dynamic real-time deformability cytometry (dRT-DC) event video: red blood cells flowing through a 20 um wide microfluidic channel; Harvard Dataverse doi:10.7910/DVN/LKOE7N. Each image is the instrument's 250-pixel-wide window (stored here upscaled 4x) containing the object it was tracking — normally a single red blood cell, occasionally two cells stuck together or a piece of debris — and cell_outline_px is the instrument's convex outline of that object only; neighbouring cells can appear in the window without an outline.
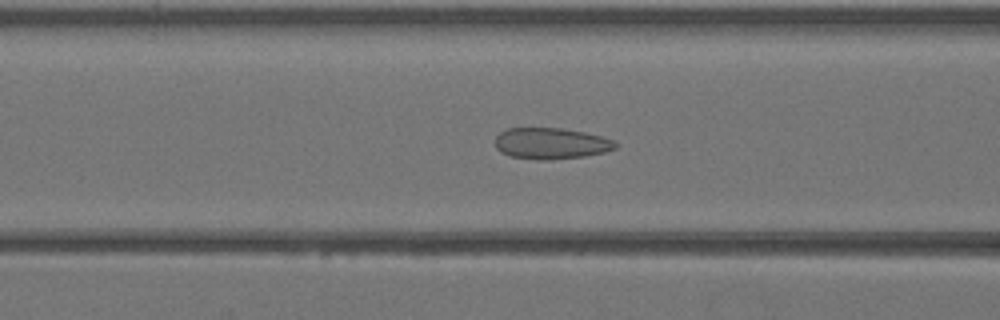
{"species": "Egyptian fruit bat (a non-hibernating species)", "species_latin": "Rousettus aegyptiacus", "temperature_condition": "warm", "stored_images_in_passage": 40, "camera_frame_rate_fps": 3000, "um_per_image_px": 0.085, "animal": {"sex": "female"}, "frame": {"image": 1, "passage_image": 15, "time_ms": 4.667, "image_size_px": [1000, 320], "cell_outline_px": [[616, 148], [604, 152], [584, 156], [548, 160], [540, 160], [508, 156], [500, 152], [496, 148], [496, 136], [500, 132], [508, 128], [564, 128], [584, 132], [600, 136], [612, 140], [616, 144]], "centroid_in_image_um": [46.79, 12.19], "position_along_channel_um": 119.8, "area_um2": 21.85}}
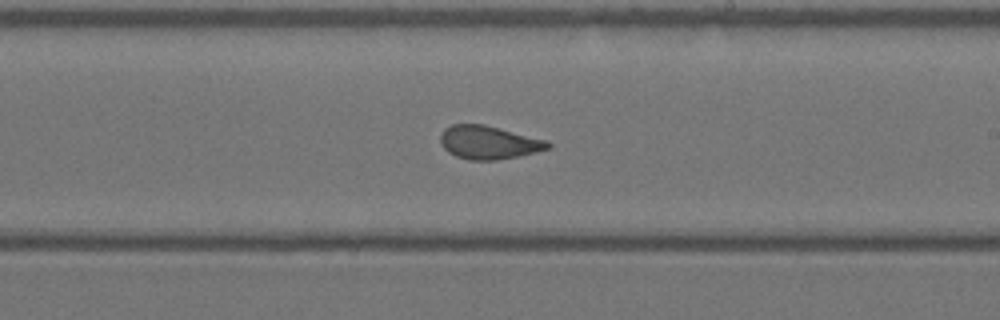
{"frame": {"image": 2, "passage_image": 23, "time_ms": 7.333, "image_size_px": [1000, 320], "cell_outline_px": [[552, 148], [520, 156], [496, 160], [468, 160], [456, 156], [448, 152], [440, 144], [440, 136], [444, 128], [452, 124], [484, 124], [548, 140], [552, 144]], "centroid_in_image_um": [41.56, 12.11], "position_along_channel_um": 247.4, "area_um2": 21.15}}
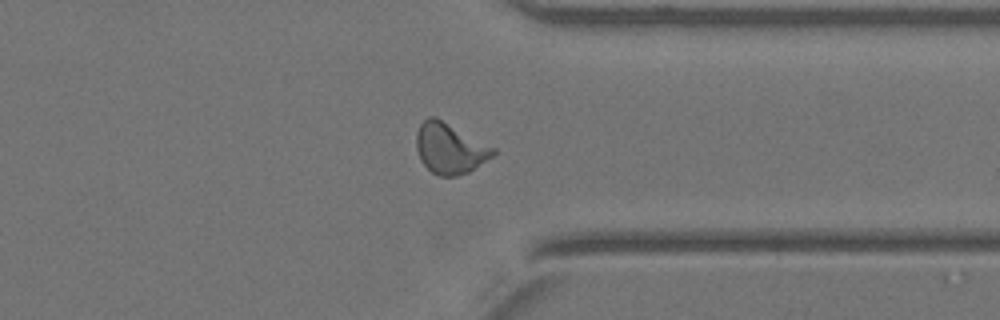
{"frame": {"image": 3, "passage_image": 31, "time_ms": 10.0, "image_size_px": [1000, 320], "cell_outline_px": [[496, 152], [492, 156], [468, 172], [456, 176], [440, 176], [432, 172], [420, 160], [416, 148], [416, 132], [420, 124], [428, 116], [436, 116], [496, 148]], "centroid_in_image_um": [38.22, 12.59], "position_along_channel_um": 373.2, "area_um2": 22.66}}